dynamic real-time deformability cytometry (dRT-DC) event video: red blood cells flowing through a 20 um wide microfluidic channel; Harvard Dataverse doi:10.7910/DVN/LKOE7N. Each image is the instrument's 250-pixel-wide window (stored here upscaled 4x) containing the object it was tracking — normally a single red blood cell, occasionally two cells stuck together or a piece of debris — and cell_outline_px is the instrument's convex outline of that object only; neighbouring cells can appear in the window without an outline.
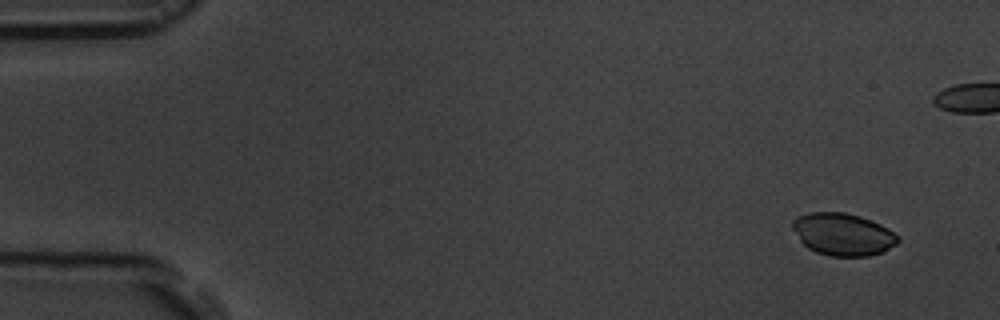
{"species": "common noctule bat (a hibernating species)", "species_latin": "Nyctalus noctula", "temperature_condition": "room temperature", "stored_images_in_passage": 2, "camera_frame_rate_fps": 3000, "um_per_image_px": 0.085, "animal": {"sex": "male", "body_mass_g": 19.5, "forearm_length_mm": 54.6}, "frame": {"image": 1, "passage_image": 2, "time_ms": 1.333, "image_size_px": [1000, 320], "cell_outline_px": [[900, 240], [896, 244], [884, 252], [868, 256], [828, 256], [816, 252], [808, 248], [800, 240], [792, 228], [792, 220], [796, 216], [808, 212], [844, 212], [860, 216], [880, 224], [888, 228], [900, 236]], "centroid_in_image_um": [71.65, 19.91], "position_along_channel_um": 13.3, "area_um2": 26.24}}